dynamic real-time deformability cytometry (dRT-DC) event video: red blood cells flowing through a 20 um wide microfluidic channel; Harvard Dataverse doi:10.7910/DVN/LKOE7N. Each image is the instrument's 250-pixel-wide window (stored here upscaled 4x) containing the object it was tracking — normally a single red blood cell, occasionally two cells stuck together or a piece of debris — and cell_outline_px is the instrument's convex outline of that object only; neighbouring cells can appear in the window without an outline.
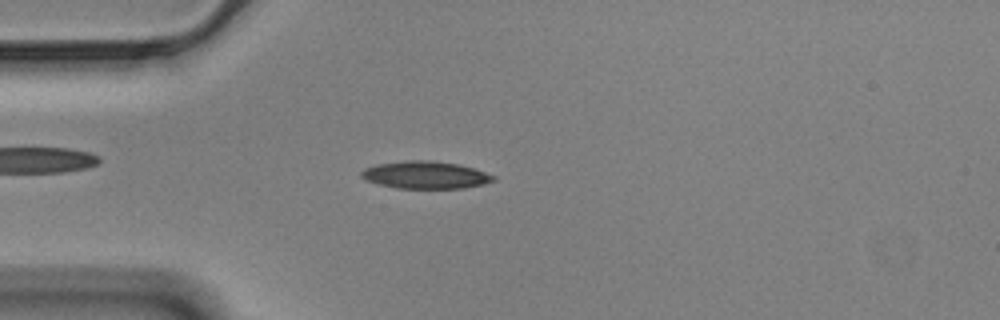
{"species": "Egyptian fruit bat (a non-hibernating species)", "species_latin": "Rousettus aegyptiacus", "temperature_condition": "cold", "stored_images_in_passage": 52, "camera_frame_rate_fps": 3000, "um_per_image_px": 0.085, "animal": {"sex": "male"}, "frame": {"image": 1, "passage_image": 10, "time_ms": 3.0, "image_size_px": [1000, 320], "cell_outline_px": [[496, 180], [484, 184], [464, 188], [396, 188], [364, 180], [360, 176], [360, 172], [364, 168], [376, 164], [404, 160], [432, 160], [460, 164], [496, 176]], "centroid_in_image_um": [36.14, 14.86], "position_along_channel_um": 48.9, "area_um2": 21.27}}
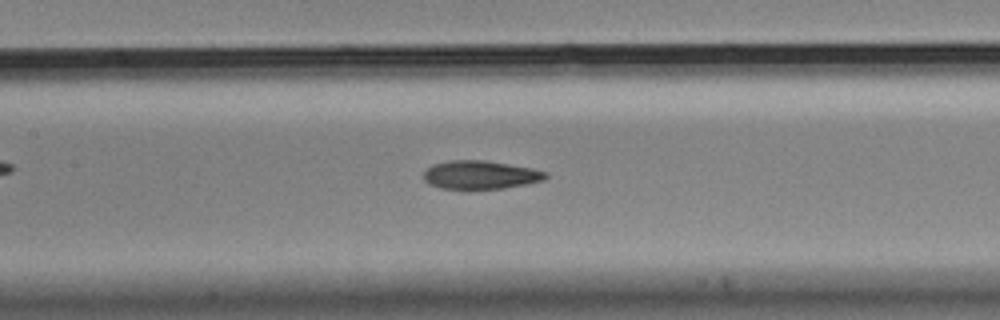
{"frame": {"image": 2, "passage_image": 21, "time_ms": 6.667, "image_size_px": [1000, 320], "cell_outline_px": [[548, 176], [544, 180], [504, 188], [468, 192], [440, 188], [428, 184], [424, 180], [424, 172], [432, 164], [452, 160], [484, 160], [532, 168], [548, 172]], "centroid_in_image_um": [40.79, 14.91], "position_along_channel_um": 166.6, "area_um2": 20.92}}
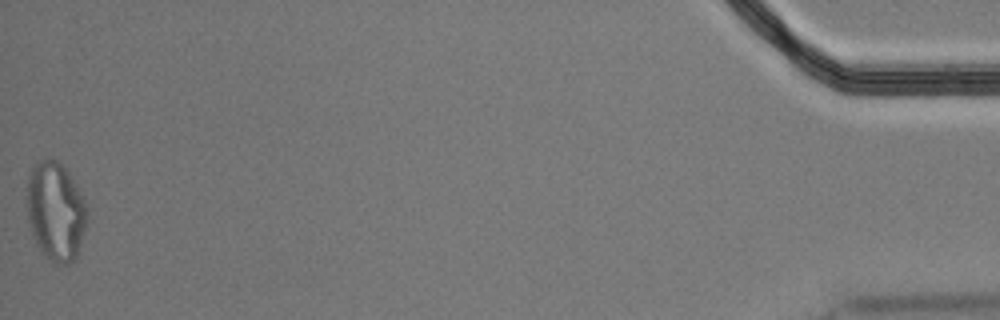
{"frame": {"image": 3, "passage_image": 52, "time_ms": 17.0, "image_size_px": [1000, 320], "cell_outline_px": [[88, 216], [76, 256], [68, 264], [56, 264], [44, 256], [36, 244], [28, 220], [28, 176], [32, 168], [40, 160], [48, 156], [56, 160], [68, 172], [84, 200], [88, 208]], "centroid_in_image_um": [4.73, 17.96], "position_along_channel_um": 430.5, "area_um2": 34.28}, "authors_computed_cell_mechanics": {"area_um2": 20.7502, "velocity_mm_per_s": 3.4908, "shape_relaxation_time_tau1_ms": null, "shape_relaxation_time_tau2_ms": 2.1405, "deformation_change_tau1": null, "deformation_change_tau2": 0.0973}}